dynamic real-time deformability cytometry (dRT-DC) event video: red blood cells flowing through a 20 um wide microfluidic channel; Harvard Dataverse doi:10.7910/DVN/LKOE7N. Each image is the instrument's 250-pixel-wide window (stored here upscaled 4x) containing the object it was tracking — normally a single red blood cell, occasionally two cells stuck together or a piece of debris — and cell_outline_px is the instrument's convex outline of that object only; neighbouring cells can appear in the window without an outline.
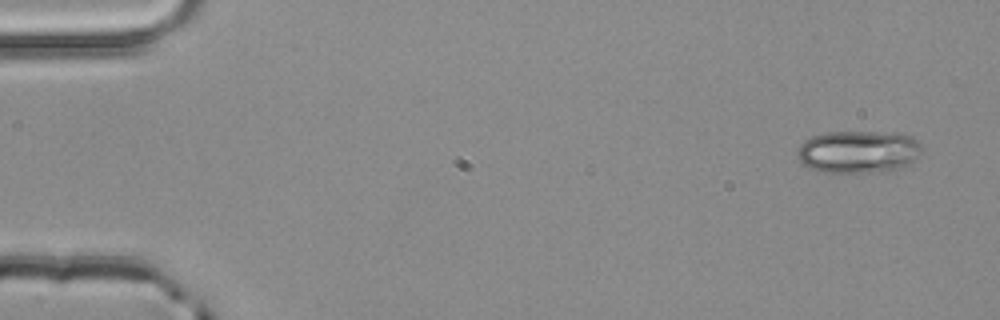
{"species": "common noctule bat (a hibernating species)", "species_latin": "Nyctalus noctula", "temperature_condition": "room temperature", "stored_images_in_passage": 3, "camera_frame_rate_fps": 3000, "um_per_image_px": 0.085, "animal": {"sex": "male", "body_mass_g": 20.4}, "frame": {"image": 1, "passage_image": 1, "time_ms": 0.0, "image_size_px": [1000, 320], "cell_outline_px": [[920, 156], [908, 164], [896, 168], [880, 172], [824, 172], [812, 168], [804, 164], [800, 160], [796, 152], [800, 144], [804, 140], [812, 136], [828, 132], [876, 132], [912, 136], [920, 140]], "centroid_in_image_um": [72.95, 12.89], "position_along_channel_um": 12.0, "area_um2": 30.58}}